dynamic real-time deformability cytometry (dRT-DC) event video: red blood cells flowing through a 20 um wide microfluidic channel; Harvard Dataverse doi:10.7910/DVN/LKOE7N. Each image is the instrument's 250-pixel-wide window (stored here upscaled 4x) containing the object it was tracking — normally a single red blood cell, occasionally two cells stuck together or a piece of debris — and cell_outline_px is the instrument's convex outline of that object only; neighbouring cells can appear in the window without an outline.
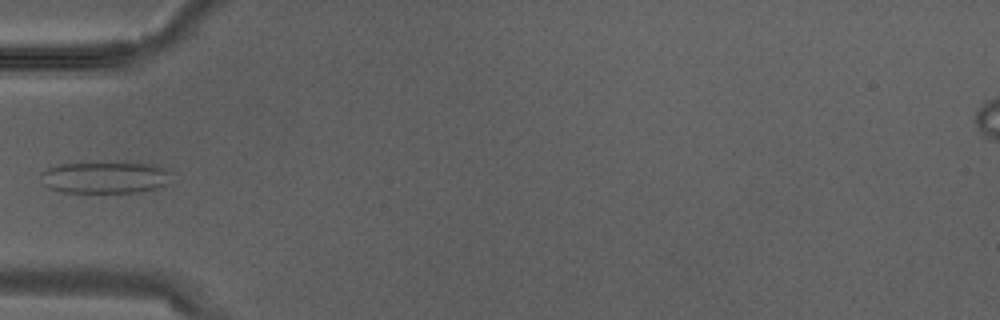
{"species": "Egyptian fruit bat (a non-hibernating species)", "species_latin": "Rousettus aegyptiacus", "temperature_condition": "warm", "stored_images_in_passage": 2, "camera_frame_rate_fps": 3000, "um_per_image_px": 0.085, "animal": {"sex": "male"}, "frame": {"image": 1, "passage_image": 2, "time_ms": 0.333, "image_size_px": [1000, 320], "cell_outline_px": [[168, 172], [164, 184], [156, 188], [136, 192], [60, 192], [48, 188], [44, 184], [40, 176], [40, 172], [48, 168], [60, 164], [124, 160], [152, 164], [164, 168]], "centroid_in_image_um": [8.85, 15.04], "position_along_channel_um": 76.1, "area_um2": 24.62}}